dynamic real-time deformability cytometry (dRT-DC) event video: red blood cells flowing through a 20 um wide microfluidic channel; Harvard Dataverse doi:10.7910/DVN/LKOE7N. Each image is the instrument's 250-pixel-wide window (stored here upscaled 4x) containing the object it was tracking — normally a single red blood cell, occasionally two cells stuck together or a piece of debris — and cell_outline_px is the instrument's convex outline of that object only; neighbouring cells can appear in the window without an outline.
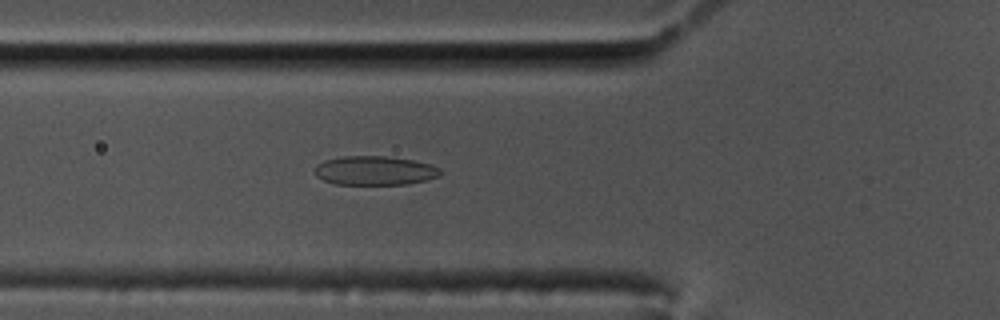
{"species": "common noctule bat (a hibernating species)", "species_latin": "Nyctalus noctula", "temperature_condition": "cold", "stored_images_in_passage": 30, "camera_frame_rate_fps": 3000, "um_per_image_px": 0.085, "animal": {"sex": "male", "body_mass_g": 17.5, "forearm_length_mm": 52.3}, "frame": {"image": 1, "passage_image": 6, "time_ms": 1.667, "image_size_px": [1000, 320], "cell_outline_px": [[440, 176], [424, 180], [404, 184], [336, 184], [324, 180], [316, 176], [316, 164], [324, 160], [344, 156], [384, 156], [412, 160], [432, 164], [440, 168]], "centroid_in_image_um": [31.85, 14.49], "position_along_channel_um": 93.9, "area_um2": 21.1}}
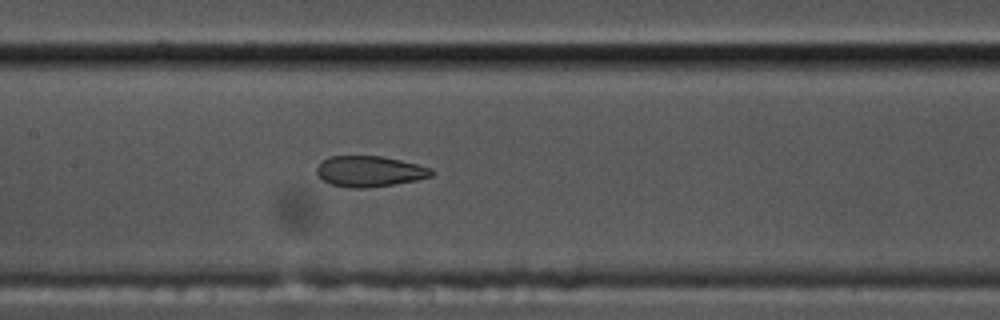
{"frame": {"image": 2, "passage_image": 13, "time_ms": 4.0, "image_size_px": [1000, 320], "cell_outline_px": [[436, 172], [432, 176], [416, 180], [392, 184], [364, 188], [352, 188], [328, 184], [316, 172], [316, 168], [328, 156], [380, 156], [400, 160], [432, 168]], "centroid_in_image_um": [31.42, 14.56], "position_along_channel_um": 176.0, "area_um2": 20.46}}
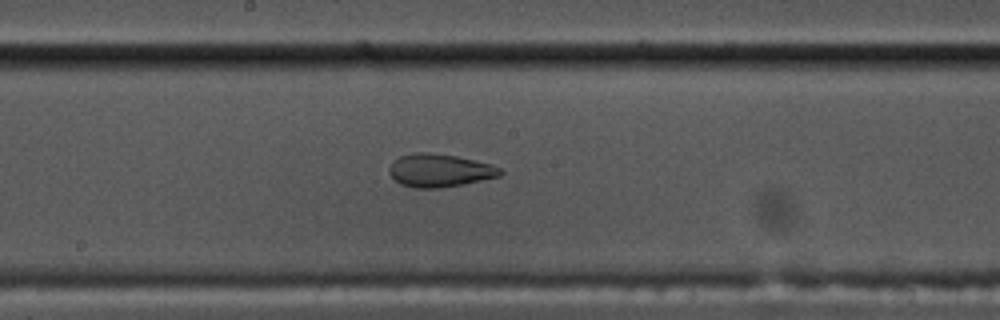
{"frame": {"image": 3, "passage_image": 16, "time_ms": 5.0, "image_size_px": [1000, 320], "cell_outline_px": [[504, 172], [500, 176], [440, 188], [416, 188], [400, 184], [388, 172], [388, 168], [400, 156], [416, 152], [428, 152], [456, 156], [492, 164], [500, 168]], "centroid_in_image_um": [37.37, 14.48], "position_along_channel_um": 210.8, "area_um2": 21.15}}